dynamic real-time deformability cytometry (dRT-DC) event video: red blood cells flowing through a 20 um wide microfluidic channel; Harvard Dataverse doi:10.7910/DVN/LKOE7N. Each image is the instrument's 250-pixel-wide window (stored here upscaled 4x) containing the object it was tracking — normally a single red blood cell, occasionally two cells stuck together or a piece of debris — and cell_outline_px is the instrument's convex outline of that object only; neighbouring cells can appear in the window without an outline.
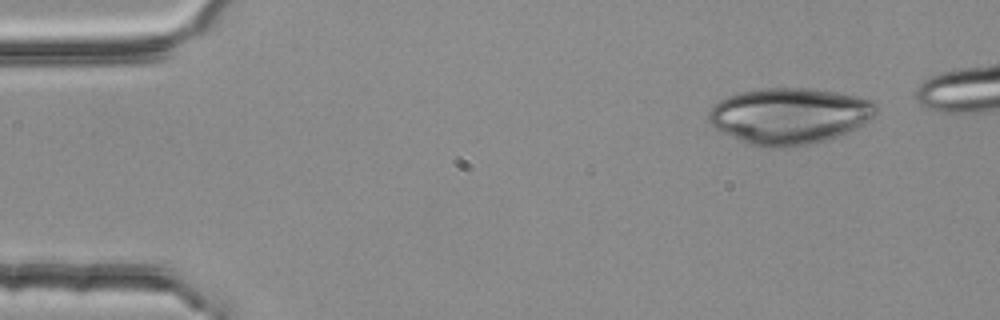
{"species": "common noctule bat (a hibernating species)", "species_latin": "Nyctalus noctula", "temperature_condition": "room temperature", "stored_images_in_passage": 2, "camera_frame_rate_fps": 3000, "um_per_image_px": 0.085, "animal": {"sex": "female", "body_mass_g": 25.1}, "frame": {"image": 1, "passage_image": 1, "time_ms": 0.0, "image_size_px": [1000, 320], "cell_outline_px": [[876, 112], [868, 120], [856, 128], [840, 136], [808, 144], [752, 144], [740, 140], [716, 128], [708, 120], [708, 112], [720, 100], [728, 96], [740, 92], [764, 88], [812, 88], [836, 92], [856, 96], [872, 100], [876, 104]], "centroid_in_image_um": [67.13, 9.8], "position_along_channel_um": 17.9, "area_um2": 53.47}}